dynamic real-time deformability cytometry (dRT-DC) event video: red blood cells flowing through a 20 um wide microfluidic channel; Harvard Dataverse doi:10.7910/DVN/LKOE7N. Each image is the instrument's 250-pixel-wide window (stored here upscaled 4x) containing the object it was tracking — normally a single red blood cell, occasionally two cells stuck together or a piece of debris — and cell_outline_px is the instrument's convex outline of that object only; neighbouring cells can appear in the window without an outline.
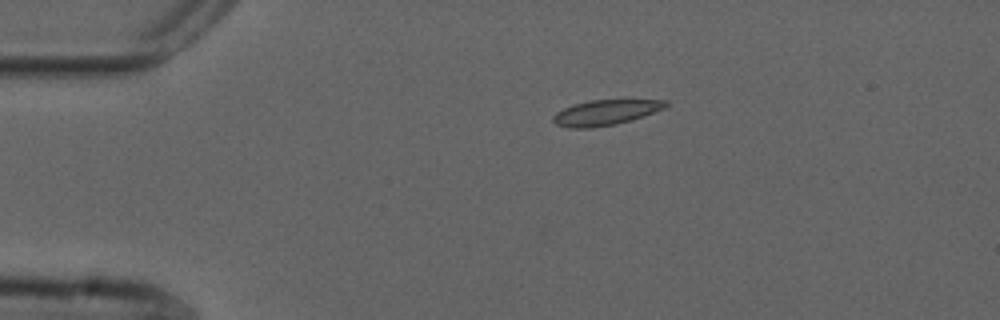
{"species": "common noctule bat (a hibernating species)", "species_latin": "Nyctalus noctula", "temperature_condition": "cold", "stored_images_in_passage": 34, "camera_frame_rate_fps": 3000, "um_per_image_px": 0.085, "animal": {"sex": "male", "forearm_length_mm": 52.5}, "frame": {"image": 1, "passage_image": 1, "time_ms": 0.0, "image_size_px": [1000, 320], "cell_outline_px": [[668, 104], [664, 108], [616, 124], [592, 128], [568, 128], [556, 124], [552, 120], [552, 116], [556, 112], [564, 108], [576, 104], [592, 100], [668, 100]], "centroid_in_image_um": [51.41, 9.57], "position_along_channel_um": 33.6, "area_um2": 16.24}}
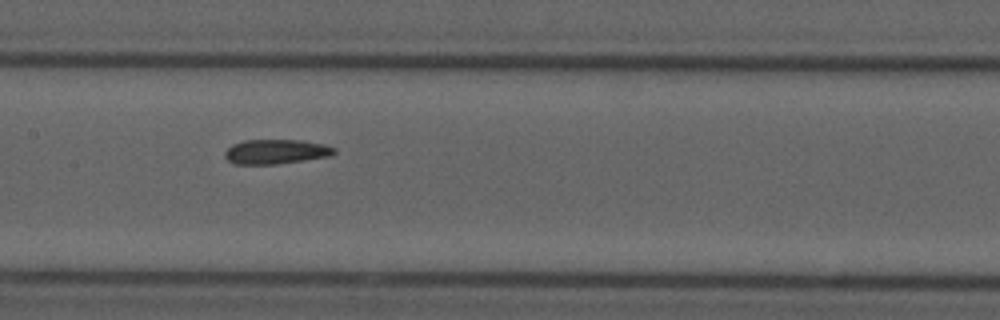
{"frame": {"image": 2, "passage_image": 17, "time_ms": 5.333, "image_size_px": [1000, 320], "cell_outline_px": [[336, 152], [332, 156], [276, 164], [236, 164], [228, 160], [224, 156], [224, 152], [232, 144], [244, 140], [300, 140], [324, 144], [336, 148]], "centroid_in_image_um": [23.47, 12.89], "position_along_channel_um": 183.9, "area_um2": 15.72}}
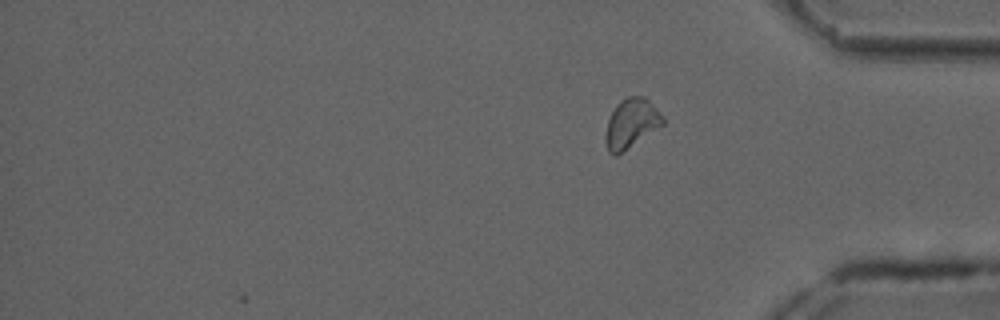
{"frame": {"image": 3, "passage_image": 34, "time_ms": 11.0, "image_size_px": [1000, 320], "cell_outline_px": [[664, 124], [616, 156], [608, 152], [604, 140], [604, 136], [608, 120], [616, 104], [620, 100], [628, 96], [644, 96], [664, 116]], "centroid_in_image_um": [53.64, 10.49], "position_along_channel_um": 381.6, "area_um2": 16.47}, "authors_computed_cell_mechanics": {"area_um2": 15.7505, "velocity_mm_per_s": 3.6674, "shape_relaxation_time_tau1_ms": null, "shape_relaxation_time_tau2_ms": 3.0511, "deformation_change_tau1": null, "deformation_change_tau2": 0.0622}}